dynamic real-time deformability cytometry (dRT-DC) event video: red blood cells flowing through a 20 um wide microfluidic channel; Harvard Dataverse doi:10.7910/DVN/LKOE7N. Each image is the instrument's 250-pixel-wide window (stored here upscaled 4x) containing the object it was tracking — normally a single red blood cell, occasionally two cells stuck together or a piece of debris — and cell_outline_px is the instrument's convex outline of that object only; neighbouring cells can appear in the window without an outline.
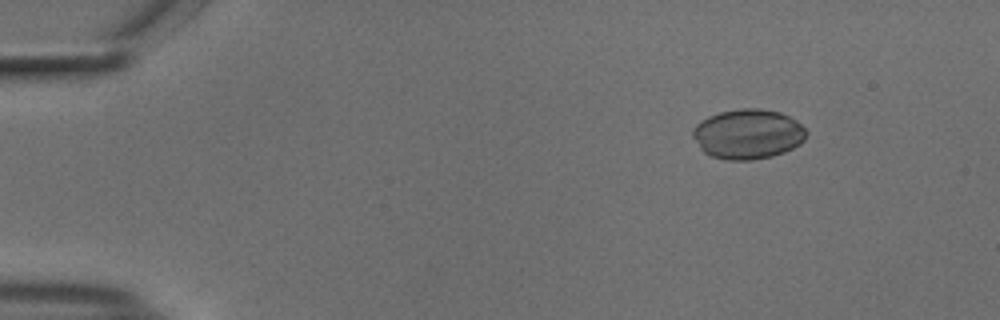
{"species": "common noctule bat (a hibernating species)", "species_latin": "Nyctalus noctula", "temperature_condition": "cold", "stored_images_in_passage": 55, "camera_frame_rate_fps": 3000, "um_per_image_px": 0.085, "animal": {"sex": "male", "body_mass_g": 18.8}, "frame": {"image": 1, "passage_image": 8, "time_ms": 2.333, "image_size_px": [1000, 320], "cell_outline_px": [[808, 136], [800, 144], [784, 152], [772, 156], [752, 160], [724, 160], [712, 156], [704, 152], [700, 148], [692, 136], [692, 128], [700, 120], [708, 116], [720, 112], [740, 108], [760, 108], [780, 112], [796, 120], [808, 132]], "centroid_in_image_um": [63.56, 11.39], "position_along_channel_um": 21.4, "area_um2": 33.29}}
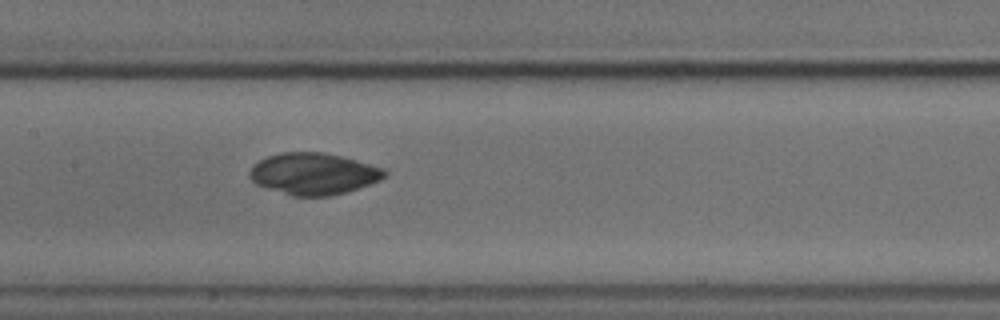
{"frame": {"image": 2, "passage_image": 28, "time_ms": 9.0, "image_size_px": [1000, 320], "cell_outline_px": [[388, 176], [380, 180], [344, 192], [328, 196], [292, 196], [256, 184], [248, 176], [248, 172], [252, 164], [268, 156], [280, 152], [324, 152], [356, 160], [384, 168], [388, 172]], "centroid_in_image_um": [26.63, 14.76], "position_along_channel_um": 180.8, "area_um2": 32.71}}
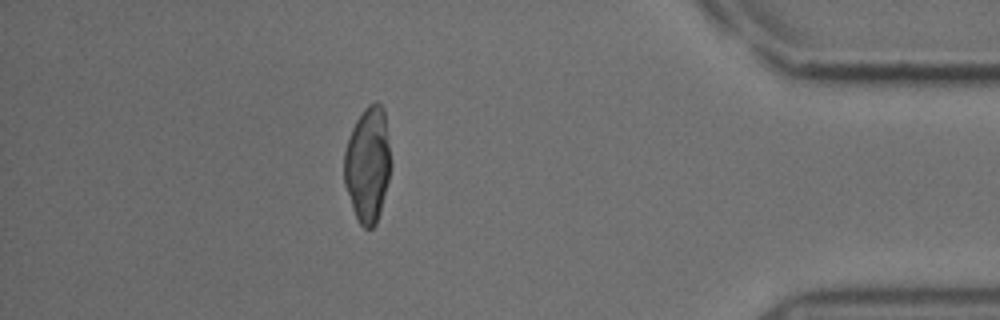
{"frame": {"image": 3, "passage_image": 49, "time_ms": 16.0, "image_size_px": [1000, 320], "cell_outline_px": [[392, 164], [380, 212], [376, 224], [372, 228], [364, 228], [360, 224], [352, 208], [344, 184], [344, 152], [348, 136], [356, 120], [364, 108], [368, 104], [376, 100], [384, 108]], "centroid_in_image_um": [31.26, 13.95], "position_along_channel_um": 403.9, "area_um2": 31.67}}